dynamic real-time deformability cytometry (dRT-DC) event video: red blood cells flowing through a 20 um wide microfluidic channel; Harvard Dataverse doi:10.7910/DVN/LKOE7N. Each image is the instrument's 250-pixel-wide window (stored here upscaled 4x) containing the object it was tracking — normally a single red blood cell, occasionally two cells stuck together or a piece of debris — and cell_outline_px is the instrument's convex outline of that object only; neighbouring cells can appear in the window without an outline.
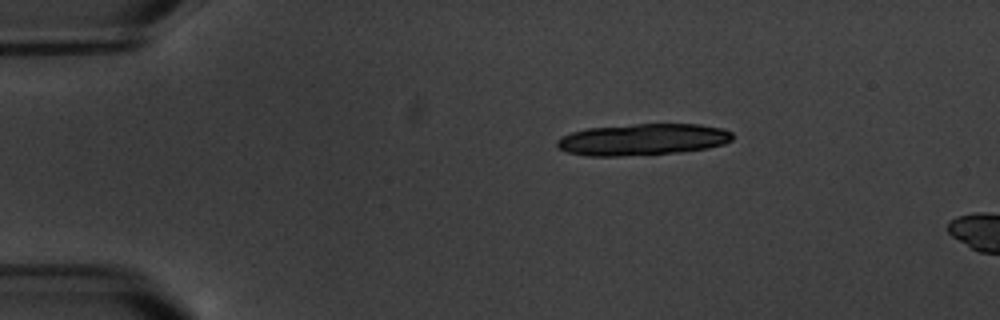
{"species": "common noctule bat (a hibernating species)", "species_latin": "Nyctalus noctula", "temperature_condition": "warm", "stored_images_in_passage": 3, "camera_frame_rate_fps": 3000, "um_per_image_px": 0.085, "animal": {"sex": "male", "body_mass_g": 20.1, "forearm_length_mm": 53.5}, "frame": {"image": 1, "passage_image": 1, "time_ms": 0.0, "image_size_px": [1000, 320], "cell_outline_px": [[732, 140], [724, 144], [708, 148], [680, 152], [620, 156], [588, 156], [568, 152], [560, 148], [556, 144], [556, 140], [560, 136], [572, 132], [588, 128], [636, 124], [700, 124], [724, 128], [732, 132]], "centroid_in_image_um": [54.65, 11.85], "position_along_channel_um": 30.4, "area_um2": 32.37}}